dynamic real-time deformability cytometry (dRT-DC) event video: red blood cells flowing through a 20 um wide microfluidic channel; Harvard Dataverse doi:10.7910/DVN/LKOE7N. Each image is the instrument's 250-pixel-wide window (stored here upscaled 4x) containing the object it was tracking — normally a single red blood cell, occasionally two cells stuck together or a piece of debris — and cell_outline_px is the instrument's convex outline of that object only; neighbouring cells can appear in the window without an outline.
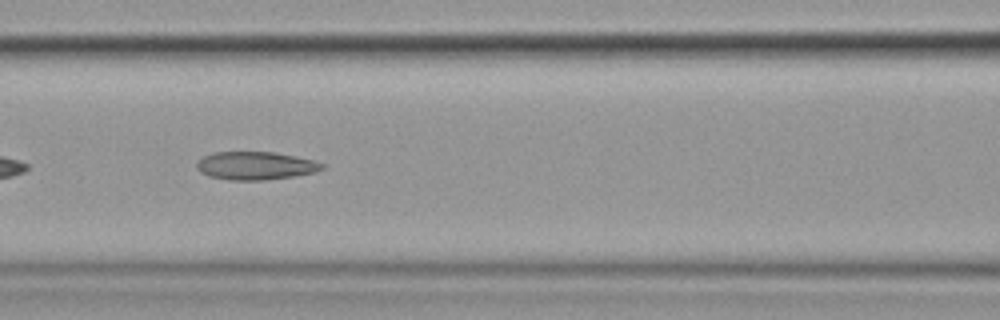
{"species": "common noctule bat (a hibernating species)", "species_latin": "Nyctalus noctula", "temperature_condition": "cold", "stored_images_in_passage": 7, "camera_frame_rate_fps": 3000, "um_per_image_px": 0.085, "animal": {"sex": "female", "body_mass_g": 19.9}, "frame": {"image": 1, "passage_image": 7, "time_ms": 7.0, "image_size_px": [1000, 320], "cell_outline_px": [[324, 168], [316, 172], [292, 176], [264, 180], [228, 180], [208, 176], [200, 172], [196, 168], [196, 160], [212, 152], [272, 152], [296, 156], [312, 160], [324, 164]], "centroid_in_image_um": [21.67, 14.08], "position_along_channel_um": 144.9, "area_um2": 20.58}}